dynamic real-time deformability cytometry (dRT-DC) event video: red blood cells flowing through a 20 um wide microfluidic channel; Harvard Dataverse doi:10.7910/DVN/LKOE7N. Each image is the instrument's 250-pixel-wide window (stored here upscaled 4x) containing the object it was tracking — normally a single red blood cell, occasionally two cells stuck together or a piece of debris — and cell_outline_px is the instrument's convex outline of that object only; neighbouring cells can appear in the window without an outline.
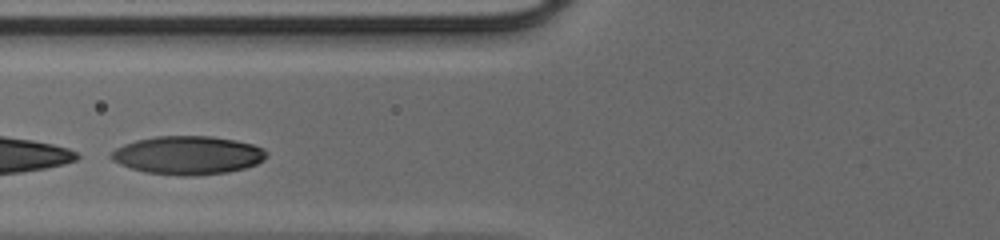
{"species": "human", "species_latin": "Homo sapiens", "temperature_condition": "cold", "stored_images_in_passage": 30, "camera_frame_rate_fps": 3000, "um_per_image_px": 0.085, "donor": {"sex": "male"}, "frame": {"image": 1, "passage_image": 9, "time_ms": 2.667, "image_size_px": [1000, 240], "cell_outline_px": [[268, 156], [264, 160], [256, 164], [244, 168], [228, 172], [196, 176], [180, 176], [144, 172], [120, 164], [112, 160], [108, 156], [116, 148], [124, 144], [136, 140], [156, 136], [212, 136], [236, 140], [252, 144], [264, 148], [268, 152]], "centroid_in_image_um": [15.99, 13.19], "position_along_channel_um": 109.8, "area_um2": 35.03}}
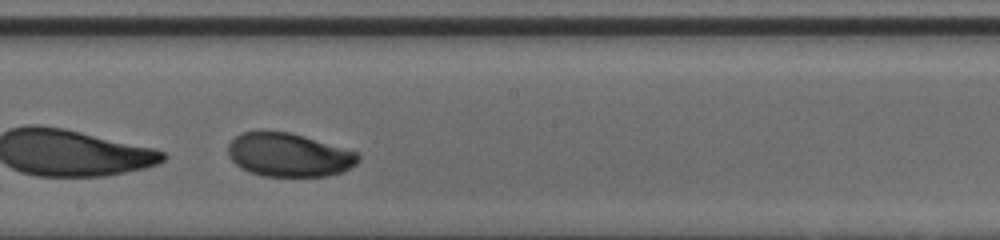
{"frame": {"image": 2, "passage_image": 17, "time_ms": 5.333, "image_size_px": [1000, 240], "cell_outline_px": [[360, 160], [356, 164], [340, 172], [328, 176], [264, 176], [248, 172], [240, 168], [228, 156], [228, 144], [236, 136], [244, 132], [288, 132], [304, 136], [356, 152], [360, 156]], "centroid_in_image_um": [24.53, 13.18], "position_along_channel_um": 223.7, "area_um2": 32.71}}
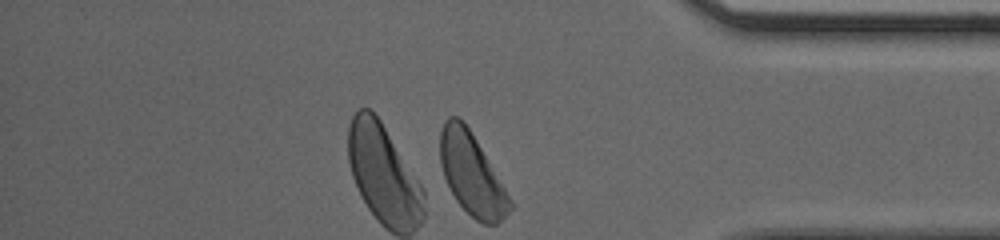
{"frame": {"image": 3, "passage_image": 30, "time_ms": 9.667, "image_size_px": [1000, 240], "cell_outline_px": [[512, 208], [496, 224], [484, 224], [476, 220], [456, 200], [444, 176], [440, 164], [440, 132], [444, 120], [448, 116], [460, 116], [468, 128], [512, 200]], "centroid_in_image_um": [40.07, 14.78], "position_along_channel_um": 395.1, "area_um2": 32.48}}